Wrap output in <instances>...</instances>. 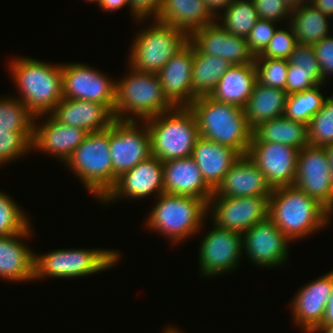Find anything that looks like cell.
Masks as SVG:
<instances>
[{
	"mask_svg": "<svg viewBox=\"0 0 333 333\" xmlns=\"http://www.w3.org/2000/svg\"><path fill=\"white\" fill-rule=\"evenodd\" d=\"M268 210V217L291 242L324 229L332 216L315 198L295 185L274 188Z\"/></svg>",
	"mask_w": 333,
	"mask_h": 333,
	"instance_id": "obj_1",
	"label": "cell"
},
{
	"mask_svg": "<svg viewBox=\"0 0 333 333\" xmlns=\"http://www.w3.org/2000/svg\"><path fill=\"white\" fill-rule=\"evenodd\" d=\"M9 73L18 98L36 117L50 114L62 100V64H51L32 57L13 58Z\"/></svg>",
	"mask_w": 333,
	"mask_h": 333,
	"instance_id": "obj_2",
	"label": "cell"
},
{
	"mask_svg": "<svg viewBox=\"0 0 333 333\" xmlns=\"http://www.w3.org/2000/svg\"><path fill=\"white\" fill-rule=\"evenodd\" d=\"M188 107L195 115L201 137L231 147L241 156L247 155L252 129L243 108L216 101L209 95L197 97Z\"/></svg>",
	"mask_w": 333,
	"mask_h": 333,
	"instance_id": "obj_3",
	"label": "cell"
},
{
	"mask_svg": "<svg viewBox=\"0 0 333 333\" xmlns=\"http://www.w3.org/2000/svg\"><path fill=\"white\" fill-rule=\"evenodd\" d=\"M128 68L125 77L115 80V119L143 122L175 108L164 95L158 74Z\"/></svg>",
	"mask_w": 333,
	"mask_h": 333,
	"instance_id": "obj_4",
	"label": "cell"
},
{
	"mask_svg": "<svg viewBox=\"0 0 333 333\" xmlns=\"http://www.w3.org/2000/svg\"><path fill=\"white\" fill-rule=\"evenodd\" d=\"M145 225L165 236L171 244L182 243L199 233L208 216V202L190 196L163 192L156 199Z\"/></svg>",
	"mask_w": 333,
	"mask_h": 333,
	"instance_id": "obj_5",
	"label": "cell"
},
{
	"mask_svg": "<svg viewBox=\"0 0 333 333\" xmlns=\"http://www.w3.org/2000/svg\"><path fill=\"white\" fill-rule=\"evenodd\" d=\"M145 123L150 133L152 156L161 162L192 157L200 133L189 107H175Z\"/></svg>",
	"mask_w": 333,
	"mask_h": 333,
	"instance_id": "obj_6",
	"label": "cell"
},
{
	"mask_svg": "<svg viewBox=\"0 0 333 333\" xmlns=\"http://www.w3.org/2000/svg\"><path fill=\"white\" fill-rule=\"evenodd\" d=\"M64 164L78 176L85 190L101 201L118 179L110 156L109 127L88 133Z\"/></svg>",
	"mask_w": 333,
	"mask_h": 333,
	"instance_id": "obj_7",
	"label": "cell"
},
{
	"mask_svg": "<svg viewBox=\"0 0 333 333\" xmlns=\"http://www.w3.org/2000/svg\"><path fill=\"white\" fill-rule=\"evenodd\" d=\"M119 251L106 249H57L46 254L34 253V279L46 277L71 279L94 275L110 269L121 259Z\"/></svg>",
	"mask_w": 333,
	"mask_h": 333,
	"instance_id": "obj_8",
	"label": "cell"
},
{
	"mask_svg": "<svg viewBox=\"0 0 333 333\" xmlns=\"http://www.w3.org/2000/svg\"><path fill=\"white\" fill-rule=\"evenodd\" d=\"M152 21L132 40L127 67L157 74L189 42V36L176 27Z\"/></svg>",
	"mask_w": 333,
	"mask_h": 333,
	"instance_id": "obj_9",
	"label": "cell"
},
{
	"mask_svg": "<svg viewBox=\"0 0 333 333\" xmlns=\"http://www.w3.org/2000/svg\"><path fill=\"white\" fill-rule=\"evenodd\" d=\"M138 123L115 119L109 126L110 156L117 178L151 156L148 127L145 121Z\"/></svg>",
	"mask_w": 333,
	"mask_h": 333,
	"instance_id": "obj_10",
	"label": "cell"
},
{
	"mask_svg": "<svg viewBox=\"0 0 333 333\" xmlns=\"http://www.w3.org/2000/svg\"><path fill=\"white\" fill-rule=\"evenodd\" d=\"M116 79L83 63L62 64L63 98L97 102L112 112L115 106Z\"/></svg>",
	"mask_w": 333,
	"mask_h": 333,
	"instance_id": "obj_11",
	"label": "cell"
},
{
	"mask_svg": "<svg viewBox=\"0 0 333 333\" xmlns=\"http://www.w3.org/2000/svg\"><path fill=\"white\" fill-rule=\"evenodd\" d=\"M269 197L211 196L208 201V214L216 226L243 234L268 217Z\"/></svg>",
	"mask_w": 333,
	"mask_h": 333,
	"instance_id": "obj_12",
	"label": "cell"
},
{
	"mask_svg": "<svg viewBox=\"0 0 333 333\" xmlns=\"http://www.w3.org/2000/svg\"><path fill=\"white\" fill-rule=\"evenodd\" d=\"M201 240L198 253L202 277L221 275L236 270L242 253V234L215 224Z\"/></svg>",
	"mask_w": 333,
	"mask_h": 333,
	"instance_id": "obj_13",
	"label": "cell"
},
{
	"mask_svg": "<svg viewBox=\"0 0 333 333\" xmlns=\"http://www.w3.org/2000/svg\"><path fill=\"white\" fill-rule=\"evenodd\" d=\"M294 185L333 215V185L324 147L307 145L299 150Z\"/></svg>",
	"mask_w": 333,
	"mask_h": 333,
	"instance_id": "obj_14",
	"label": "cell"
},
{
	"mask_svg": "<svg viewBox=\"0 0 333 333\" xmlns=\"http://www.w3.org/2000/svg\"><path fill=\"white\" fill-rule=\"evenodd\" d=\"M290 243L293 242L267 217L242 234V253L258 267H280L288 260Z\"/></svg>",
	"mask_w": 333,
	"mask_h": 333,
	"instance_id": "obj_15",
	"label": "cell"
},
{
	"mask_svg": "<svg viewBox=\"0 0 333 333\" xmlns=\"http://www.w3.org/2000/svg\"><path fill=\"white\" fill-rule=\"evenodd\" d=\"M164 192L163 163L154 156L139 162L133 169L118 177L114 187L101 200L111 203L116 199H142L153 194L155 199Z\"/></svg>",
	"mask_w": 333,
	"mask_h": 333,
	"instance_id": "obj_16",
	"label": "cell"
},
{
	"mask_svg": "<svg viewBox=\"0 0 333 333\" xmlns=\"http://www.w3.org/2000/svg\"><path fill=\"white\" fill-rule=\"evenodd\" d=\"M299 150L280 143H250L247 156L265 175L272 189L294 185Z\"/></svg>",
	"mask_w": 333,
	"mask_h": 333,
	"instance_id": "obj_17",
	"label": "cell"
},
{
	"mask_svg": "<svg viewBox=\"0 0 333 333\" xmlns=\"http://www.w3.org/2000/svg\"><path fill=\"white\" fill-rule=\"evenodd\" d=\"M333 289V270L300 288L290 303L291 315L302 332L312 333L321 323Z\"/></svg>",
	"mask_w": 333,
	"mask_h": 333,
	"instance_id": "obj_18",
	"label": "cell"
},
{
	"mask_svg": "<svg viewBox=\"0 0 333 333\" xmlns=\"http://www.w3.org/2000/svg\"><path fill=\"white\" fill-rule=\"evenodd\" d=\"M42 117L45 122L37 123ZM87 135L84 129L62 124L51 114L39 115L34 119L32 150L46 152L65 163Z\"/></svg>",
	"mask_w": 333,
	"mask_h": 333,
	"instance_id": "obj_19",
	"label": "cell"
},
{
	"mask_svg": "<svg viewBox=\"0 0 333 333\" xmlns=\"http://www.w3.org/2000/svg\"><path fill=\"white\" fill-rule=\"evenodd\" d=\"M189 41L203 54L225 58L230 65L250 64L254 56L246 38L228 33L217 21L195 30Z\"/></svg>",
	"mask_w": 333,
	"mask_h": 333,
	"instance_id": "obj_20",
	"label": "cell"
},
{
	"mask_svg": "<svg viewBox=\"0 0 333 333\" xmlns=\"http://www.w3.org/2000/svg\"><path fill=\"white\" fill-rule=\"evenodd\" d=\"M194 45L189 41L157 73L164 95L175 107L192 103Z\"/></svg>",
	"mask_w": 333,
	"mask_h": 333,
	"instance_id": "obj_21",
	"label": "cell"
},
{
	"mask_svg": "<svg viewBox=\"0 0 333 333\" xmlns=\"http://www.w3.org/2000/svg\"><path fill=\"white\" fill-rule=\"evenodd\" d=\"M272 190L265 175L247 155H244L232 165L212 196H270Z\"/></svg>",
	"mask_w": 333,
	"mask_h": 333,
	"instance_id": "obj_22",
	"label": "cell"
},
{
	"mask_svg": "<svg viewBox=\"0 0 333 333\" xmlns=\"http://www.w3.org/2000/svg\"><path fill=\"white\" fill-rule=\"evenodd\" d=\"M31 225L21 233L0 236V278L27 282L34 279V252L23 242L32 236Z\"/></svg>",
	"mask_w": 333,
	"mask_h": 333,
	"instance_id": "obj_23",
	"label": "cell"
},
{
	"mask_svg": "<svg viewBox=\"0 0 333 333\" xmlns=\"http://www.w3.org/2000/svg\"><path fill=\"white\" fill-rule=\"evenodd\" d=\"M50 114L60 123L82 128L88 133L106 130L115 120L106 105L69 98H62Z\"/></svg>",
	"mask_w": 333,
	"mask_h": 333,
	"instance_id": "obj_24",
	"label": "cell"
},
{
	"mask_svg": "<svg viewBox=\"0 0 333 333\" xmlns=\"http://www.w3.org/2000/svg\"><path fill=\"white\" fill-rule=\"evenodd\" d=\"M162 163L165 193L209 201L213 190L204 181L192 157L166 160Z\"/></svg>",
	"mask_w": 333,
	"mask_h": 333,
	"instance_id": "obj_25",
	"label": "cell"
},
{
	"mask_svg": "<svg viewBox=\"0 0 333 333\" xmlns=\"http://www.w3.org/2000/svg\"><path fill=\"white\" fill-rule=\"evenodd\" d=\"M240 156L231 147L201 136L197 140L192 154L204 181L213 191Z\"/></svg>",
	"mask_w": 333,
	"mask_h": 333,
	"instance_id": "obj_26",
	"label": "cell"
},
{
	"mask_svg": "<svg viewBox=\"0 0 333 333\" xmlns=\"http://www.w3.org/2000/svg\"><path fill=\"white\" fill-rule=\"evenodd\" d=\"M203 0H163L157 21L176 27L190 36L216 21Z\"/></svg>",
	"mask_w": 333,
	"mask_h": 333,
	"instance_id": "obj_27",
	"label": "cell"
},
{
	"mask_svg": "<svg viewBox=\"0 0 333 333\" xmlns=\"http://www.w3.org/2000/svg\"><path fill=\"white\" fill-rule=\"evenodd\" d=\"M256 82L254 61L250 64L232 65L209 96L216 101L244 108Z\"/></svg>",
	"mask_w": 333,
	"mask_h": 333,
	"instance_id": "obj_28",
	"label": "cell"
},
{
	"mask_svg": "<svg viewBox=\"0 0 333 333\" xmlns=\"http://www.w3.org/2000/svg\"><path fill=\"white\" fill-rule=\"evenodd\" d=\"M287 97L285 90L256 82L243 108L249 127L253 130L262 122L284 116Z\"/></svg>",
	"mask_w": 333,
	"mask_h": 333,
	"instance_id": "obj_29",
	"label": "cell"
},
{
	"mask_svg": "<svg viewBox=\"0 0 333 333\" xmlns=\"http://www.w3.org/2000/svg\"><path fill=\"white\" fill-rule=\"evenodd\" d=\"M251 143H280L300 150L309 145L308 125L285 116L274 118L252 130Z\"/></svg>",
	"mask_w": 333,
	"mask_h": 333,
	"instance_id": "obj_30",
	"label": "cell"
},
{
	"mask_svg": "<svg viewBox=\"0 0 333 333\" xmlns=\"http://www.w3.org/2000/svg\"><path fill=\"white\" fill-rule=\"evenodd\" d=\"M286 22L292 26L297 43L301 44L314 45L332 32L333 20L309 2L292 8L290 20Z\"/></svg>",
	"mask_w": 333,
	"mask_h": 333,
	"instance_id": "obj_31",
	"label": "cell"
},
{
	"mask_svg": "<svg viewBox=\"0 0 333 333\" xmlns=\"http://www.w3.org/2000/svg\"><path fill=\"white\" fill-rule=\"evenodd\" d=\"M231 66L225 58L205 55L194 46L192 102L197 97L210 95Z\"/></svg>",
	"mask_w": 333,
	"mask_h": 333,
	"instance_id": "obj_32",
	"label": "cell"
},
{
	"mask_svg": "<svg viewBox=\"0 0 333 333\" xmlns=\"http://www.w3.org/2000/svg\"><path fill=\"white\" fill-rule=\"evenodd\" d=\"M216 18L217 22L220 21L218 24L228 33L244 38L259 20L252 0H234Z\"/></svg>",
	"mask_w": 333,
	"mask_h": 333,
	"instance_id": "obj_33",
	"label": "cell"
},
{
	"mask_svg": "<svg viewBox=\"0 0 333 333\" xmlns=\"http://www.w3.org/2000/svg\"><path fill=\"white\" fill-rule=\"evenodd\" d=\"M324 85L290 94L287 97L284 116L308 125L310 119L322 108L327 97L321 93Z\"/></svg>",
	"mask_w": 333,
	"mask_h": 333,
	"instance_id": "obj_34",
	"label": "cell"
},
{
	"mask_svg": "<svg viewBox=\"0 0 333 333\" xmlns=\"http://www.w3.org/2000/svg\"><path fill=\"white\" fill-rule=\"evenodd\" d=\"M35 116L18 98L0 97V131L33 132Z\"/></svg>",
	"mask_w": 333,
	"mask_h": 333,
	"instance_id": "obj_35",
	"label": "cell"
},
{
	"mask_svg": "<svg viewBox=\"0 0 333 333\" xmlns=\"http://www.w3.org/2000/svg\"><path fill=\"white\" fill-rule=\"evenodd\" d=\"M309 145L321 146L333 143V94L308 123Z\"/></svg>",
	"mask_w": 333,
	"mask_h": 333,
	"instance_id": "obj_36",
	"label": "cell"
},
{
	"mask_svg": "<svg viewBox=\"0 0 333 333\" xmlns=\"http://www.w3.org/2000/svg\"><path fill=\"white\" fill-rule=\"evenodd\" d=\"M0 190V236H11L24 232L30 220L14 199Z\"/></svg>",
	"mask_w": 333,
	"mask_h": 333,
	"instance_id": "obj_37",
	"label": "cell"
},
{
	"mask_svg": "<svg viewBox=\"0 0 333 333\" xmlns=\"http://www.w3.org/2000/svg\"><path fill=\"white\" fill-rule=\"evenodd\" d=\"M33 132L0 131V167L32 152Z\"/></svg>",
	"mask_w": 333,
	"mask_h": 333,
	"instance_id": "obj_38",
	"label": "cell"
},
{
	"mask_svg": "<svg viewBox=\"0 0 333 333\" xmlns=\"http://www.w3.org/2000/svg\"><path fill=\"white\" fill-rule=\"evenodd\" d=\"M257 82L285 90L289 62L286 59L254 58Z\"/></svg>",
	"mask_w": 333,
	"mask_h": 333,
	"instance_id": "obj_39",
	"label": "cell"
},
{
	"mask_svg": "<svg viewBox=\"0 0 333 333\" xmlns=\"http://www.w3.org/2000/svg\"><path fill=\"white\" fill-rule=\"evenodd\" d=\"M296 44V36L292 26L289 24L286 28H277L263 53L254 58L288 60Z\"/></svg>",
	"mask_w": 333,
	"mask_h": 333,
	"instance_id": "obj_40",
	"label": "cell"
},
{
	"mask_svg": "<svg viewBox=\"0 0 333 333\" xmlns=\"http://www.w3.org/2000/svg\"><path fill=\"white\" fill-rule=\"evenodd\" d=\"M324 84L321 71L294 69V65L289 64L285 84V91L288 95Z\"/></svg>",
	"mask_w": 333,
	"mask_h": 333,
	"instance_id": "obj_41",
	"label": "cell"
},
{
	"mask_svg": "<svg viewBox=\"0 0 333 333\" xmlns=\"http://www.w3.org/2000/svg\"><path fill=\"white\" fill-rule=\"evenodd\" d=\"M278 22L259 19L246 37L250 53L256 57L263 53L272 39ZM276 27V28H275Z\"/></svg>",
	"mask_w": 333,
	"mask_h": 333,
	"instance_id": "obj_42",
	"label": "cell"
},
{
	"mask_svg": "<svg viewBox=\"0 0 333 333\" xmlns=\"http://www.w3.org/2000/svg\"><path fill=\"white\" fill-rule=\"evenodd\" d=\"M259 19L275 22L290 20L292 8L284 0H252ZM289 17V18H288Z\"/></svg>",
	"mask_w": 333,
	"mask_h": 333,
	"instance_id": "obj_43",
	"label": "cell"
},
{
	"mask_svg": "<svg viewBox=\"0 0 333 333\" xmlns=\"http://www.w3.org/2000/svg\"><path fill=\"white\" fill-rule=\"evenodd\" d=\"M312 46L319 62L322 80L326 83L327 79L333 75V34L324 37Z\"/></svg>",
	"mask_w": 333,
	"mask_h": 333,
	"instance_id": "obj_44",
	"label": "cell"
},
{
	"mask_svg": "<svg viewBox=\"0 0 333 333\" xmlns=\"http://www.w3.org/2000/svg\"><path fill=\"white\" fill-rule=\"evenodd\" d=\"M288 62L294 69L321 71L312 45L297 43Z\"/></svg>",
	"mask_w": 333,
	"mask_h": 333,
	"instance_id": "obj_45",
	"label": "cell"
},
{
	"mask_svg": "<svg viewBox=\"0 0 333 333\" xmlns=\"http://www.w3.org/2000/svg\"><path fill=\"white\" fill-rule=\"evenodd\" d=\"M129 3L131 15L141 23L149 17L157 19L163 0H129Z\"/></svg>",
	"mask_w": 333,
	"mask_h": 333,
	"instance_id": "obj_46",
	"label": "cell"
},
{
	"mask_svg": "<svg viewBox=\"0 0 333 333\" xmlns=\"http://www.w3.org/2000/svg\"><path fill=\"white\" fill-rule=\"evenodd\" d=\"M98 5L101 9L108 12H116L117 10L123 8L125 5L129 6L130 9L129 0H100Z\"/></svg>",
	"mask_w": 333,
	"mask_h": 333,
	"instance_id": "obj_47",
	"label": "cell"
},
{
	"mask_svg": "<svg viewBox=\"0 0 333 333\" xmlns=\"http://www.w3.org/2000/svg\"><path fill=\"white\" fill-rule=\"evenodd\" d=\"M203 1L205 2L210 12L215 17H218V13L220 14V11L222 13V11L226 9L234 0H203Z\"/></svg>",
	"mask_w": 333,
	"mask_h": 333,
	"instance_id": "obj_48",
	"label": "cell"
},
{
	"mask_svg": "<svg viewBox=\"0 0 333 333\" xmlns=\"http://www.w3.org/2000/svg\"><path fill=\"white\" fill-rule=\"evenodd\" d=\"M309 3L333 20V0H309Z\"/></svg>",
	"mask_w": 333,
	"mask_h": 333,
	"instance_id": "obj_49",
	"label": "cell"
},
{
	"mask_svg": "<svg viewBox=\"0 0 333 333\" xmlns=\"http://www.w3.org/2000/svg\"><path fill=\"white\" fill-rule=\"evenodd\" d=\"M333 324V289L329 301L327 302L325 314L320 325H330Z\"/></svg>",
	"mask_w": 333,
	"mask_h": 333,
	"instance_id": "obj_50",
	"label": "cell"
},
{
	"mask_svg": "<svg viewBox=\"0 0 333 333\" xmlns=\"http://www.w3.org/2000/svg\"><path fill=\"white\" fill-rule=\"evenodd\" d=\"M326 154L328 156L329 166H330V176H331V182L333 185V143L324 145L323 146Z\"/></svg>",
	"mask_w": 333,
	"mask_h": 333,
	"instance_id": "obj_51",
	"label": "cell"
},
{
	"mask_svg": "<svg viewBox=\"0 0 333 333\" xmlns=\"http://www.w3.org/2000/svg\"><path fill=\"white\" fill-rule=\"evenodd\" d=\"M333 333V324L319 325L312 333Z\"/></svg>",
	"mask_w": 333,
	"mask_h": 333,
	"instance_id": "obj_52",
	"label": "cell"
},
{
	"mask_svg": "<svg viewBox=\"0 0 333 333\" xmlns=\"http://www.w3.org/2000/svg\"><path fill=\"white\" fill-rule=\"evenodd\" d=\"M287 5H289L291 8L299 7L303 5L304 3L309 2V0H284Z\"/></svg>",
	"mask_w": 333,
	"mask_h": 333,
	"instance_id": "obj_53",
	"label": "cell"
},
{
	"mask_svg": "<svg viewBox=\"0 0 333 333\" xmlns=\"http://www.w3.org/2000/svg\"><path fill=\"white\" fill-rule=\"evenodd\" d=\"M162 333H182V330L180 331L179 328L176 329L174 326H168L167 328H164Z\"/></svg>",
	"mask_w": 333,
	"mask_h": 333,
	"instance_id": "obj_54",
	"label": "cell"
},
{
	"mask_svg": "<svg viewBox=\"0 0 333 333\" xmlns=\"http://www.w3.org/2000/svg\"><path fill=\"white\" fill-rule=\"evenodd\" d=\"M86 2H91V3L96 2L97 4H99L100 0H86Z\"/></svg>",
	"mask_w": 333,
	"mask_h": 333,
	"instance_id": "obj_55",
	"label": "cell"
}]
</instances>
